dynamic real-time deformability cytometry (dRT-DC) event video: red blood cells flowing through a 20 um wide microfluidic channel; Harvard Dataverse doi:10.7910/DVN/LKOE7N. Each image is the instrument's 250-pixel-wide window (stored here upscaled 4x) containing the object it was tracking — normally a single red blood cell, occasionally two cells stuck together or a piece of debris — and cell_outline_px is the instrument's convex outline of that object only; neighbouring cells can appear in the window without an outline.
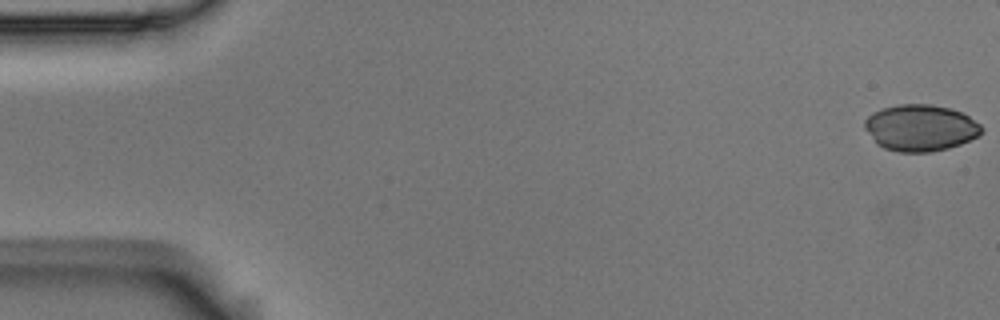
{"species": "Egyptian fruit bat (a non-hibernating species)", "species_latin": "Rousettus aegyptiacus", "temperature_condition": "room temperature", "stored_images_in_passage": 5, "camera_frame_rate_fps": 3000, "um_per_image_px": 0.085, "animal": {"sex": "male"}, "frame": {"image": 1, "passage_image": 1, "time_ms": 0.0, "image_size_px": [1000, 320], "cell_outline_px": [[984, 128], [976, 136], [960, 144], [948, 148], [932, 152], [900, 152], [884, 148], [876, 144], [864, 128], [864, 120], [872, 112], [880, 108], [900, 104], [932, 104], [948, 108], [960, 112], [968, 116], [980, 124]], "centroid_in_image_um": [78.19, 10.86], "position_along_channel_um": 6.8, "area_um2": 31.67}}